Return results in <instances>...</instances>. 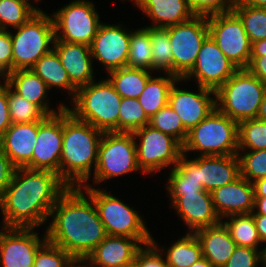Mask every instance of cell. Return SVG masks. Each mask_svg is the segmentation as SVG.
Returning a JSON list of instances; mask_svg holds the SVG:
<instances>
[{
  "label": "cell",
  "instance_id": "cell-36",
  "mask_svg": "<svg viewBox=\"0 0 266 267\" xmlns=\"http://www.w3.org/2000/svg\"><path fill=\"white\" fill-rule=\"evenodd\" d=\"M39 9L28 0H0V29L20 27Z\"/></svg>",
  "mask_w": 266,
  "mask_h": 267
},
{
  "label": "cell",
  "instance_id": "cell-30",
  "mask_svg": "<svg viewBox=\"0 0 266 267\" xmlns=\"http://www.w3.org/2000/svg\"><path fill=\"white\" fill-rule=\"evenodd\" d=\"M160 251H164L165 261L168 267H190L195 262L203 258L200 242L194 233H186L179 240L177 239L174 244L168 248H159V245L152 237L151 241Z\"/></svg>",
  "mask_w": 266,
  "mask_h": 267
},
{
  "label": "cell",
  "instance_id": "cell-52",
  "mask_svg": "<svg viewBox=\"0 0 266 267\" xmlns=\"http://www.w3.org/2000/svg\"><path fill=\"white\" fill-rule=\"evenodd\" d=\"M266 57V39L259 40L252 43L251 57Z\"/></svg>",
  "mask_w": 266,
  "mask_h": 267
},
{
  "label": "cell",
  "instance_id": "cell-44",
  "mask_svg": "<svg viewBox=\"0 0 266 267\" xmlns=\"http://www.w3.org/2000/svg\"><path fill=\"white\" fill-rule=\"evenodd\" d=\"M194 16L210 17L233 12L238 0H185Z\"/></svg>",
  "mask_w": 266,
  "mask_h": 267
},
{
  "label": "cell",
  "instance_id": "cell-5",
  "mask_svg": "<svg viewBox=\"0 0 266 267\" xmlns=\"http://www.w3.org/2000/svg\"><path fill=\"white\" fill-rule=\"evenodd\" d=\"M266 84L248 69H238L216 92V108L236 122L257 118Z\"/></svg>",
  "mask_w": 266,
  "mask_h": 267
},
{
  "label": "cell",
  "instance_id": "cell-34",
  "mask_svg": "<svg viewBox=\"0 0 266 267\" xmlns=\"http://www.w3.org/2000/svg\"><path fill=\"white\" fill-rule=\"evenodd\" d=\"M149 30L152 47V70L163 71L173 75L172 46L168 31L162 27L146 26Z\"/></svg>",
  "mask_w": 266,
  "mask_h": 267
},
{
  "label": "cell",
  "instance_id": "cell-56",
  "mask_svg": "<svg viewBox=\"0 0 266 267\" xmlns=\"http://www.w3.org/2000/svg\"><path fill=\"white\" fill-rule=\"evenodd\" d=\"M257 119L266 121V93L263 97V100L259 106V110L257 113Z\"/></svg>",
  "mask_w": 266,
  "mask_h": 267
},
{
  "label": "cell",
  "instance_id": "cell-13",
  "mask_svg": "<svg viewBox=\"0 0 266 267\" xmlns=\"http://www.w3.org/2000/svg\"><path fill=\"white\" fill-rule=\"evenodd\" d=\"M209 36L238 69H247L251 57V42L240 18L234 13L207 17Z\"/></svg>",
  "mask_w": 266,
  "mask_h": 267
},
{
  "label": "cell",
  "instance_id": "cell-1",
  "mask_svg": "<svg viewBox=\"0 0 266 267\" xmlns=\"http://www.w3.org/2000/svg\"><path fill=\"white\" fill-rule=\"evenodd\" d=\"M68 187L55 172L17 168L0 198L1 227H40L50 219L51 209Z\"/></svg>",
  "mask_w": 266,
  "mask_h": 267
},
{
  "label": "cell",
  "instance_id": "cell-19",
  "mask_svg": "<svg viewBox=\"0 0 266 267\" xmlns=\"http://www.w3.org/2000/svg\"><path fill=\"white\" fill-rule=\"evenodd\" d=\"M171 206L188 226L190 233L221 222L214 209L211 192L205 190L181 193L171 203Z\"/></svg>",
  "mask_w": 266,
  "mask_h": 267
},
{
  "label": "cell",
  "instance_id": "cell-58",
  "mask_svg": "<svg viewBox=\"0 0 266 267\" xmlns=\"http://www.w3.org/2000/svg\"><path fill=\"white\" fill-rule=\"evenodd\" d=\"M69 267H90L89 264L85 260H77L75 259Z\"/></svg>",
  "mask_w": 266,
  "mask_h": 267
},
{
  "label": "cell",
  "instance_id": "cell-15",
  "mask_svg": "<svg viewBox=\"0 0 266 267\" xmlns=\"http://www.w3.org/2000/svg\"><path fill=\"white\" fill-rule=\"evenodd\" d=\"M35 228L0 229V267H33L37 251L47 242Z\"/></svg>",
  "mask_w": 266,
  "mask_h": 267
},
{
  "label": "cell",
  "instance_id": "cell-54",
  "mask_svg": "<svg viewBox=\"0 0 266 267\" xmlns=\"http://www.w3.org/2000/svg\"><path fill=\"white\" fill-rule=\"evenodd\" d=\"M255 197H266V177L253 182Z\"/></svg>",
  "mask_w": 266,
  "mask_h": 267
},
{
  "label": "cell",
  "instance_id": "cell-7",
  "mask_svg": "<svg viewBox=\"0 0 266 267\" xmlns=\"http://www.w3.org/2000/svg\"><path fill=\"white\" fill-rule=\"evenodd\" d=\"M92 198L100 220L109 236H125L137 239L143 246L152 241L151 232L146 228L142 216L120 199L99 190L88 183L81 186Z\"/></svg>",
  "mask_w": 266,
  "mask_h": 267
},
{
  "label": "cell",
  "instance_id": "cell-25",
  "mask_svg": "<svg viewBox=\"0 0 266 267\" xmlns=\"http://www.w3.org/2000/svg\"><path fill=\"white\" fill-rule=\"evenodd\" d=\"M18 95L39 106L48 116L62 112L67 105L60 103L57 110L49 107L47 102L48 86L30 69H18L3 79Z\"/></svg>",
  "mask_w": 266,
  "mask_h": 267
},
{
  "label": "cell",
  "instance_id": "cell-37",
  "mask_svg": "<svg viewBox=\"0 0 266 267\" xmlns=\"http://www.w3.org/2000/svg\"><path fill=\"white\" fill-rule=\"evenodd\" d=\"M7 98L10 118L14 124L43 121L48 116L39 106L18 95L8 84Z\"/></svg>",
  "mask_w": 266,
  "mask_h": 267
},
{
  "label": "cell",
  "instance_id": "cell-51",
  "mask_svg": "<svg viewBox=\"0 0 266 267\" xmlns=\"http://www.w3.org/2000/svg\"><path fill=\"white\" fill-rule=\"evenodd\" d=\"M261 243H266V215H253Z\"/></svg>",
  "mask_w": 266,
  "mask_h": 267
},
{
  "label": "cell",
  "instance_id": "cell-50",
  "mask_svg": "<svg viewBox=\"0 0 266 267\" xmlns=\"http://www.w3.org/2000/svg\"><path fill=\"white\" fill-rule=\"evenodd\" d=\"M261 82L266 84V57H250L249 66L247 68Z\"/></svg>",
  "mask_w": 266,
  "mask_h": 267
},
{
  "label": "cell",
  "instance_id": "cell-33",
  "mask_svg": "<svg viewBox=\"0 0 266 267\" xmlns=\"http://www.w3.org/2000/svg\"><path fill=\"white\" fill-rule=\"evenodd\" d=\"M226 218L229 220H221V222L225 225L237 246L251 247L259 250L262 243L251 213L234 214Z\"/></svg>",
  "mask_w": 266,
  "mask_h": 267
},
{
  "label": "cell",
  "instance_id": "cell-29",
  "mask_svg": "<svg viewBox=\"0 0 266 267\" xmlns=\"http://www.w3.org/2000/svg\"><path fill=\"white\" fill-rule=\"evenodd\" d=\"M30 70L45 82L49 90L53 87H56V89L61 88V90H68L67 92L71 95V99H74L77 88L71 83L54 49L43 55Z\"/></svg>",
  "mask_w": 266,
  "mask_h": 267
},
{
  "label": "cell",
  "instance_id": "cell-16",
  "mask_svg": "<svg viewBox=\"0 0 266 267\" xmlns=\"http://www.w3.org/2000/svg\"><path fill=\"white\" fill-rule=\"evenodd\" d=\"M123 27L101 23L90 46L92 58L102 63L107 72L127 66L131 30Z\"/></svg>",
  "mask_w": 266,
  "mask_h": 267
},
{
  "label": "cell",
  "instance_id": "cell-24",
  "mask_svg": "<svg viewBox=\"0 0 266 267\" xmlns=\"http://www.w3.org/2000/svg\"><path fill=\"white\" fill-rule=\"evenodd\" d=\"M240 176L238 155L198 156V177L205 191L227 185Z\"/></svg>",
  "mask_w": 266,
  "mask_h": 267
},
{
  "label": "cell",
  "instance_id": "cell-12",
  "mask_svg": "<svg viewBox=\"0 0 266 267\" xmlns=\"http://www.w3.org/2000/svg\"><path fill=\"white\" fill-rule=\"evenodd\" d=\"M165 28L172 46L173 75L180 79L195 65L201 45L209 36L207 17L193 16Z\"/></svg>",
  "mask_w": 266,
  "mask_h": 267
},
{
  "label": "cell",
  "instance_id": "cell-14",
  "mask_svg": "<svg viewBox=\"0 0 266 267\" xmlns=\"http://www.w3.org/2000/svg\"><path fill=\"white\" fill-rule=\"evenodd\" d=\"M238 70L210 36L202 43L197 60L181 81L197 80L201 87L217 91Z\"/></svg>",
  "mask_w": 266,
  "mask_h": 267
},
{
  "label": "cell",
  "instance_id": "cell-48",
  "mask_svg": "<svg viewBox=\"0 0 266 267\" xmlns=\"http://www.w3.org/2000/svg\"><path fill=\"white\" fill-rule=\"evenodd\" d=\"M17 167L0 147V198L10 184Z\"/></svg>",
  "mask_w": 266,
  "mask_h": 267
},
{
  "label": "cell",
  "instance_id": "cell-26",
  "mask_svg": "<svg viewBox=\"0 0 266 267\" xmlns=\"http://www.w3.org/2000/svg\"><path fill=\"white\" fill-rule=\"evenodd\" d=\"M194 234L200 242L203 257L214 267H223L237 246L222 222L199 229Z\"/></svg>",
  "mask_w": 266,
  "mask_h": 267
},
{
  "label": "cell",
  "instance_id": "cell-49",
  "mask_svg": "<svg viewBox=\"0 0 266 267\" xmlns=\"http://www.w3.org/2000/svg\"><path fill=\"white\" fill-rule=\"evenodd\" d=\"M0 83V137L12 124L9 112V103L7 98V83Z\"/></svg>",
  "mask_w": 266,
  "mask_h": 267
},
{
  "label": "cell",
  "instance_id": "cell-27",
  "mask_svg": "<svg viewBox=\"0 0 266 267\" xmlns=\"http://www.w3.org/2000/svg\"><path fill=\"white\" fill-rule=\"evenodd\" d=\"M151 19L152 27H168L190 20L194 15L185 0H133Z\"/></svg>",
  "mask_w": 266,
  "mask_h": 267
},
{
  "label": "cell",
  "instance_id": "cell-18",
  "mask_svg": "<svg viewBox=\"0 0 266 267\" xmlns=\"http://www.w3.org/2000/svg\"><path fill=\"white\" fill-rule=\"evenodd\" d=\"M178 81L180 82L181 78L175 81L170 89L168 105L179 115L184 128L190 131L215 110L216 94L215 91L199 85V93L180 89L176 86Z\"/></svg>",
  "mask_w": 266,
  "mask_h": 267
},
{
  "label": "cell",
  "instance_id": "cell-17",
  "mask_svg": "<svg viewBox=\"0 0 266 267\" xmlns=\"http://www.w3.org/2000/svg\"><path fill=\"white\" fill-rule=\"evenodd\" d=\"M63 144V111L38 121V134L32 154V169L49 170L60 177Z\"/></svg>",
  "mask_w": 266,
  "mask_h": 267
},
{
  "label": "cell",
  "instance_id": "cell-4",
  "mask_svg": "<svg viewBox=\"0 0 266 267\" xmlns=\"http://www.w3.org/2000/svg\"><path fill=\"white\" fill-rule=\"evenodd\" d=\"M74 108L66 107L77 119L88 122L103 132H118V116L122 97L106 78L92 81L77 89Z\"/></svg>",
  "mask_w": 266,
  "mask_h": 267
},
{
  "label": "cell",
  "instance_id": "cell-32",
  "mask_svg": "<svg viewBox=\"0 0 266 267\" xmlns=\"http://www.w3.org/2000/svg\"><path fill=\"white\" fill-rule=\"evenodd\" d=\"M178 79L174 75L165 74V77L152 76L147 81L145 89L138 97V100L149 118L168 104L170 89Z\"/></svg>",
  "mask_w": 266,
  "mask_h": 267
},
{
  "label": "cell",
  "instance_id": "cell-22",
  "mask_svg": "<svg viewBox=\"0 0 266 267\" xmlns=\"http://www.w3.org/2000/svg\"><path fill=\"white\" fill-rule=\"evenodd\" d=\"M53 49L77 89L94 81L90 46L54 40Z\"/></svg>",
  "mask_w": 266,
  "mask_h": 267
},
{
  "label": "cell",
  "instance_id": "cell-35",
  "mask_svg": "<svg viewBox=\"0 0 266 267\" xmlns=\"http://www.w3.org/2000/svg\"><path fill=\"white\" fill-rule=\"evenodd\" d=\"M127 67L152 71L151 39L146 27L131 30Z\"/></svg>",
  "mask_w": 266,
  "mask_h": 267
},
{
  "label": "cell",
  "instance_id": "cell-9",
  "mask_svg": "<svg viewBox=\"0 0 266 267\" xmlns=\"http://www.w3.org/2000/svg\"><path fill=\"white\" fill-rule=\"evenodd\" d=\"M141 169L137 163L133 133L104 132L98 147V161L93 175V184H101Z\"/></svg>",
  "mask_w": 266,
  "mask_h": 267
},
{
  "label": "cell",
  "instance_id": "cell-45",
  "mask_svg": "<svg viewBox=\"0 0 266 267\" xmlns=\"http://www.w3.org/2000/svg\"><path fill=\"white\" fill-rule=\"evenodd\" d=\"M262 252L263 249L236 246L233 254L223 267H258L259 263L262 265Z\"/></svg>",
  "mask_w": 266,
  "mask_h": 267
},
{
  "label": "cell",
  "instance_id": "cell-59",
  "mask_svg": "<svg viewBox=\"0 0 266 267\" xmlns=\"http://www.w3.org/2000/svg\"><path fill=\"white\" fill-rule=\"evenodd\" d=\"M262 265L263 267H266V247L263 248V252H262Z\"/></svg>",
  "mask_w": 266,
  "mask_h": 267
},
{
  "label": "cell",
  "instance_id": "cell-8",
  "mask_svg": "<svg viewBox=\"0 0 266 267\" xmlns=\"http://www.w3.org/2000/svg\"><path fill=\"white\" fill-rule=\"evenodd\" d=\"M14 30L15 34L10 32L13 71L30 69L43 55L53 49L55 32L52 16H48L41 9Z\"/></svg>",
  "mask_w": 266,
  "mask_h": 267
},
{
  "label": "cell",
  "instance_id": "cell-53",
  "mask_svg": "<svg viewBox=\"0 0 266 267\" xmlns=\"http://www.w3.org/2000/svg\"><path fill=\"white\" fill-rule=\"evenodd\" d=\"M257 209V212H256ZM252 215H266V197H255Z\"/></svg>",
  "mask_w": 266,
  "mask_h": 267
},
{
  "label": "cell",
  "instance_id": "cell-6",
  "mask_svg": "<svg viewBox=\"0 0 266 267\" xmlns=\"http://www.w3.org/2000/svg\"><path fill=\"white\" fill-rule=\"evenodd\" d=\"M198 151L199 156H225L238 153V122L217 108L188 131L183 154Z\"/></svg>",
  "mask_w": 266,
  "mask_h": 267
},
{
  "label": "cell",
  "instance_id": "cell-46",
  "mask_svg": "<svg viewBox=\"0 0 266 267\" xmlns=\"http://www.w3.org/2000/svg\"><path fill=\"white\" fill-rule=\"evenodd\" d=\"M144 246L136 253L133 263L135 267H168L165 257L162 256V251L152 242Z\"/></svg>",
  "mask_w": 266,
  "mask_h": 267
},
{
  "label": "cell",
  "instance_id": "cell-23",
  "mask_svg": "<svg viewBox=\"0 0 266 267\" xmlns=\"http://www.w3.org/2000/svg\"><path fill=\"white\" fill-rule=\"evenodd\" d=\"M38 134V121L12 123L0 137V147L17 168L32 169V154Z\"/></svg>",
  "mask_w": 266,
  "mask_h": 267
},
{
  "label": "cell",
  "instance_id": "cell-3",
  "mask_svg": "<svg viewBox=\"0 0 266 267\" xmlns=\"http://www.w3.org/2000/svg\"><path fill=\"white\" fill-rule=\"evenodd\" d=\"M103 131L63 110V144L60 178L69 187L83 186L91 178L98 161V147ZM93 165V166H92Z\"/></svg>",
  "mask_w": 266,
  "mask_h": 267
},
{
  "label": "cell",
  "instance_id": "cell-31",
  "mask_svg": "<svg viewBox=\"0 0 266 267\" xmlns=\"http://www.w3.org/2000/svg\"><path fill=\"white\" fill-rule=\"evenodd\" d=\"M109 82L122 98L138 99L152 77L149 70L122 67L108 72Z\"/></svg>",
  "mask_w": 266,
  "mask_h": 267
},
{
  "label": "cell",
  "instance_id": "cell-39",
  "mask_svg": "<svg viewBox=\"0 0 266 267\" xmlns=\"http://www.w3.org/2000/svg\"><path fill=\"white\" fill-rule=\"evenodd\" d=\"M233 12L240 18L251 44L266 39V8L237 5Z\"/></svg>",
  "mask_w": 266,
  "mask_h": 267
},
{
  "label": "cell",
  "instance_id": "cell-21",
  "mask_svg": "<svg viewBox=\"0 0 266 267\" xmlns=\"http://www.w3.org/2000/svg\"><path fill=\"white\" fill-rule=\"evenodd\" d=\"M142 246L135 238L107 235L85 261L90 267H129Z\"/></svg>",
  "mask_w": 266,
  "mask_h": 267
},
{
  "label": "cell",
  "instance_id": "cell-28",
  "mask_svg": "<svg viewBox=\"0 0 266 267\" xmlns=\"http://www.w3.org/2000/svg\"><path fill=\"white\" fill-rule=\"evenodd\" d=\"M186 154H182L178 163L170 170L167 183L168 195L171 203L181 193H195L204 190L198 177V157L193 159L186 158Z\"/></svg>",
  "mask_w": 266,
  "mask_h": 267
},
{
  "label": "cell",
  "instance_id": "cell-42",
  "mask_svg": "<svg viewBox=\"0 0 266 267\" xmlns=\"http://www.w3.org/2000/svg\"><path fill=\"white\" fill-rule=\"evenodd\" d=\"M238 152L240 162V175L253 183L258 179L266 177V149L264 150H242ZM245 152V153H244Z\"/></svg>",
  "mask_w": 266,
  "mask_h": 267
},
{
  "label": "cell",
  "instance_id": "cell-43",
  "mask_svg": "<svg viewBox=\"0 0 266 267\" xmlns=\"http://www.w3.org/2000/svg\"><path fill=\"white\" fill-rule=\"evenodd\" d=\"M74 260L65 250L47 241L37 251L33 267H69Z\"/></svg>",
  "mask_w": 266,
  "mask_h": 267
},
{
  "label": "cell",
  "instance_id": "cell-38",
  "mask_svg": "<svg viewBox=\"0 0 266 267\" xmlns=\"http://www.w3.org/2000/svg\"><path fill=\"white\" fill-rule=\"evenodd\" d=\"M266 149V121L257 118L238 123V152Z\"/></svg>",
  "mask_w": 266,
  "mask_h": 267
},
{
  "label": "cell",
  "instance_id": "cell-20",
  "mask_svg": "<svg viewBox=\"0 0 266 267\" xmlns=\"http://www.w3.org/2000/svg\"><path fill=\"white\" fill-rule=\"evenodd\" d=\"M214 209L221 220L234 214L254 211L255 193L253 183L241 175L231 183L211 192Z\"/></svg>",
  "mask_w": 266,
  "mask_h": 267
},
{
  "label": "cell",
  "instance_id": "cell-10",
  "mask_svg": "<svg viewBox=\"0 0 266 267\" xmlns=\"http://www.w3.org/2000/svg\"><path fill=\"white\" fill-rule=\"evenodd\" d=\"M91 1L73 0L52 14L55 40L91 46L101 24Z\"/></svg>",
  "mask_w": 266,
  "mask_h": 267
},
{
  "label": "cell",
  "instance_id": "cell-40",
  "mask_svg": "<svg viewBox=\"0 0 266 267\" xmlns=\"http://www.w3.org/2000/svg\"><path fill=\"white\" fill-rule=\"evenodd\" d=\"M149 120L138 99L122 98L118 116V132L133 133L149 125Z\"/></svg>",
  "mask_w": 266,
  "mask_h": 267
},
{
  "label": "cell",
  "instance_id": "cell-47",
  "mask_svg": "<svg viewBox=\"0 0 266 267\" xmlns=\"http://www.w3.org/2000/svg\"><path fill=\"white\" fill-rule=\"evenodd\" d=\"M12 71L13 51L10 31L0 29V80Z\"/></svg>",
  "mask_w": 266,
  "mask_h": 267
},
{
  "label": "cell",
  "instance_id": "cell-41",
  "mask_svg": "<svg viewBox=\"0 0 266 267\" xmlns=\"http://www.w3.org/2000/svg\"><path fill=\"white\" fill-rule=\"evenodd\" d=\"M149 125L171 135L182 145L188 136V131L184 128L181 118L168 104L150 118Z\"/></svg>",
  "mask_w": 266,
  "mask_h": 267
},
{
  "label": "cell",
  "instance_id": "cell-55",
  "mask_svg": "<svg viewBox=\"0 0 266 267\" xmlns=\"http://www.w3.org/2000/svg\"><path fill=\"white\" fill-rule=\"evenodd\" d=\"M238 5L266 8V0H238Z\"/></svg>",
  "mask_w": 266,
  "mask_h": 267
},
{
  "label": "cell",
  "instance_id": "cell-11",
  "mask_svg": "<svg viewBox=\"0 0 266 267\" xmlns=\"http://www.w3.org/2000/svg\"><path fill=\"white\" fill-rule=\"evenodd\" d=\"M137 163L143 174H153L178 163L183 145L169 134L145 125L133 132ZM141 139L138 142L136 140Z\"/></svg>",
  "mask_w": 266,
  "mask_h": 267
},
{
  "label": "cell",
  "instance_id": "cell-57",
  "mask_svg": "<svg viewBox=\"0 0 266 267\" xmlns=\"http://www.w3.org/2000/svg\"><path fill=\"white\" fill-rule=\"evenodd\" d=\"M190 267H214L206 258H201L199 261L192 264Z\"/></svg>",
  "mask_w": 266,
  "mask_h": 267
},
{
  "label": "cell",
  "instance_id": "cell-2",
  "mask_svg": "<svg viewBox=\"0 0 266 267\" xmlns=\"http://www.w3.org/2000/svg\"><path fill=\"white\" fill-rule=\"evenodd\" d=\"M85 193L81 186L68 187L51 209L46 229L47 241L77 260H85L108 235L93 198Z\"/></svg>",
  "mask_w": 266,
  "mask_h": 267
}]
</instances>
